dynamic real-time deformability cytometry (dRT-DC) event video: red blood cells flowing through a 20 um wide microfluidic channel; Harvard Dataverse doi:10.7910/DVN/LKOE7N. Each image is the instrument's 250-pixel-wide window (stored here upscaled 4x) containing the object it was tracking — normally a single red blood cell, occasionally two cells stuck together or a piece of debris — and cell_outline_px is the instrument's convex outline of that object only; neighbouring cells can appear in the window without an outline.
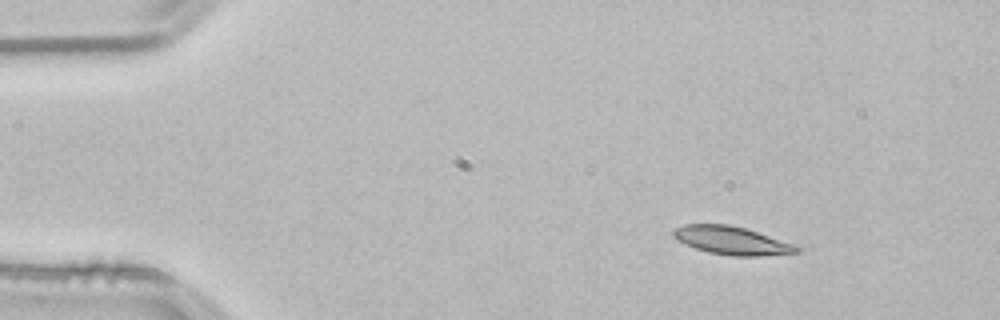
{"species": "common noctule bat (a hibernating species)", "species_latin": "Nyctalus noctula", "temperature_condition": "room temperature", "stored_images_in_passage": 52, "camera_frame_rate_fps": 3000, "um_per_image_px": 0.085, "animal": {"sex": "male", "body_mass_g": 21.5, "forearm_length_mm": 52.0}, "frame": {"image": 1, "passage_image": 6, "time_ms": 1.667, "image_size_px": [1000, 320], "cell_outline_px": [[800, 252], [760, 256], [732, 256], [708, 252], [696, 248], [672, 236], [672, 232], [676, 228], [684, 224], [728, 224], [744, 228], [792, 244], [800, 248]], "centroid_in_image_um": [62.18, 20.45], "position_along_channel_um": 22.8, "area_um2": 19.77}}
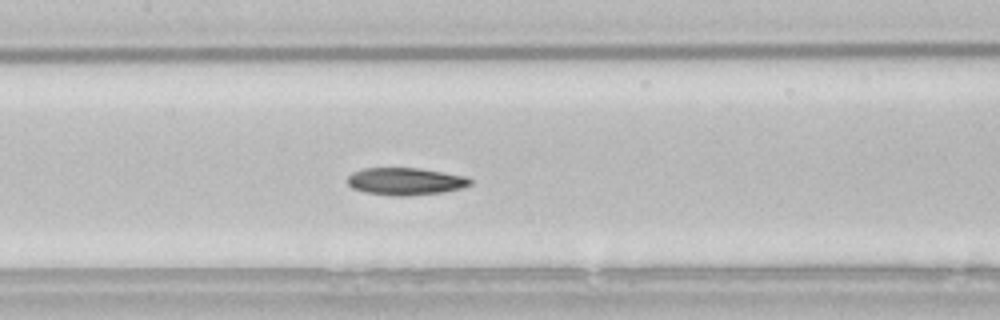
{"frame": {"image": 2, "passage_image": 24, "time_ms": 7.667, "image_size_px": [1000, 320], "cell_outline_px": [[472, 184], [464, 188], [444, 192], [408, 196], [388, 196], [364, 192], [352, 188], [348, 184], [348, 176], [352, 172], [364, 168], [420, 168], [468, 176], [472, 180]], "centroid_in_image_um": [34.5, 15.42], "position_along_channel_um": 172.9, "area_um2": 19.94}}
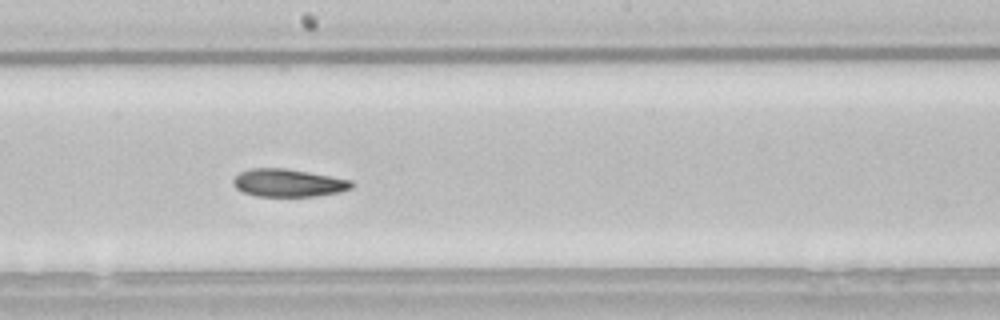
{"frame": {"image": 3, "passage_image": 28, "time_ms": 9.0, "image_size_px": [1000, 320], "cell_outline_px": [[356, 184], [352, 188], [340, 192], [316, 196], [256, 196], [244, 192], [236, 188], [232, 184], [232, 180], [240, 172], [252, 168], [288, 168], [352, 180]], "centroid_in_image_um": [24.53, 15.54], "position_along_channel_um": 223.7, "area_um2": 19.31}, "authors_computed_cell_mechanics": {"area_um2": 19.941, "velocity_mm_per_s": 3.8137, "shape_relaxation_time_tau1_ms": 4.1689, "shape_relaxation_time_tau2_ms": 5.0782, "deformation_change_tau1": 0.1264, "deformation_change_tau2": 0.1109}}